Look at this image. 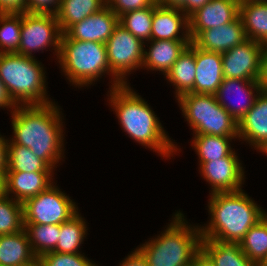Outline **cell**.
Here are the masks:
<instances>
[{"instance_id": "1", "label": "cell", "mask_w": 267, "mask_h": 266, "mask_svg": "<svg viewBox=\"0 0 267 266\" xmlns=\"http://www.w3.org/2000/svg\"><path fill=\"white\" fill-rule=\"evenodd\" d=\"M12 113L13 136L8 144L25 146L50 168L62 159L63 127L60 108L54 103L18 106Z\"/></svg>"}, {"instance_id": "2", "label": "cell", "mask_w": 267, "mask_h": 266, "mask_svg": "<svg viewBox=\"0 0 267 266\" xmlns=\"http://www.w3.org/2000/svg\"><path fill=\"white\" fill-rule=\"evenodd\" d=\"M109 93L110 105L130 138L163 157L169 158L177 152V146L167 136L152 108L129 85L112 88Z\"/></svg>"}, {"instance_id": "3", "label": "cell", "mask_w": 267, "mask_h": 266, "mask_svg": "<svg viewBox=\"0 0 267 266\" xmlns=\"http://www.w3.org/2000/svg\"><path fill=\"white\" fill-rule=\"evenodd\" d=\"M210 222L201 226V238L239 243L248 230L267 213L243 190L210 194Z\"/></svg>"}, {"instance_id": "4", "label": "cell", "mask_w": 267, "mask_h": 266, "mask_svg": "<svg viewBox=\"0 0 267 266\" xmlns=\"http://www.w3.org/2000/svg\"><path fill=\"white\" fill-rule=\"evenodd\" d=\"M163 233L136 248L148 266H190L200 250V226L186 223L182 212H176Z\"/></svg>"}, {"instance_id": "5", "label": "cell", "mask_w": 267, "mask_h": 266, "mask_svg": "<svg viewBox=\"0 0 267 266\" xmlns=\"http://www.w3.org/2000/svg\"><path fill=\"white\" fill-rule=\"evenodd\" d=\"M43 68L34 57L0 53V80L18 106L53 103L46 94Z\"/></svg>"}, {"instance_id": "6", "label": "cell", "mask_w": 267, "mask_h": 266, "mask_svg": "<svg viewBox=\"0 0 267 266\" xmlns=\"http://www.w3.org/2000/svg\"><path fill=\"white\" fill-rule=\"evenodd\" d=\"M57 58L65 76L76 87L91 85L105 73L112 76L104 43L67 39L62 34Z\"/></svg>"}, {"instance_id": "7", "label": "cell", "mask_w": 267, "mask_h": 266, "mask_svg": "<svg viewBox=\"0 0 267 266\" xmlns=\"http://www.w3.org/2000/svg\"><path fill=\"white\" fill-rule=\"evenodd\" d=\"M177 100L194 134L238 136V123L215 95L188 92Z\"/></svg>"}, {"instance_id": "8", "label": "cell", "mask_w": 267, "mask_h": 266, "mask_svg": "<svg viewBox=\"0 0 267 266\" xmlns=\"http://www.w3.org/2000/svg\"><path fill=\"white\" fill-rule=\"evenodd\" d=\"M145 44L122 25L118 24L115 27L113 34L105 43L108 63L114 79L111 89L128 85L127 74L142 68Z\"/></svg>"}, {"instance_id": "9", "label": "cell", "mask_w": 267, "mask_h": 266, "mask_svg": "<svg viewBox=\"0 0 267 266\" xmlns=\"http://www.w3.org/2000/svg\"><path fill=\"white\" fill-rule=\"evenodd\" d=\"M54 184L23 203L24 224H57L70 220L78 207Z\"/></svg>"}, {"instance_id": "10", "label": "cell", "mask_w": 267, "mask_h": 266, "mask_svg": "<svg viewBox=\"0 0 267 266\" xmlns=\"http://www.w3.org/2000/svg\"><path fill=\"white\" fill-rule=\"evenodd\" d=\"M62 34L55 14L23 12L20 44L15 53L33 57L32 52L53 46L58 57Z\"/></svg>"}, {"instance_id": "11", "label": "cell", "mask_w": 267, "mask_h": 266, "mask_svg": "<svg viewBox=\"0 0 267 266\" xmlns=\"http://www.w3.org/2000/svg\"><path fill=\"white\" fill-rule=\"evenodd\" d=\"M263 47L262 43L247 39L221 53L224 78L258 80Z\"/></svg>"}, {"instance_id": "12", "label": "cell", "mask_w": 267, "mask_h": 266, "mask_svg": "<svg viewBox=\"0 0 267 266\" xmlns=\"http://www.w3.org/2000/svg\"><path fill=\"white\" fill-rule=\"evenodd\" d=\"M200 173L212 187V193L242 190L244 169L235 151L228 156L210 162L200 163Z\"/></svg>"}, {"instance_id": "13", "label": "cell", "mask_w": 267, "mask_h": 266, "mask_svg": "<svg viewBox=\"0 0 267 266\" xmlns=\"http://www.w3.org/2000/svg\"><path fill=\"white\" fill-rule=\"evenodd\" d=\"M240 0H211L188 17L191 41L203 30L217 28L239 16Z\"/></svg>"}, {"instance_id": "14", "label": "cell", "mask_w": 267, "mask_h": 266, "mask_svg": "<svg viewBox=\"0 0 267 266\" xmlns=\"http://www.w3.org/2000/svg\"><path fill=\"white\" fill-rule=\"evenodd\" d=\"M119 24V17L108 5L78 23L70 26L63 35L67 39L106 43Z\"/></svg>"}, {"instance_id": "15", "label": "cell", "mask_w": 267, "mask_h": 266, "mask_svg": "<svg viewBox=\"0 0 267 266\" xmlns=\"http://www.w3.org/2000/svg\"><path fill=\"white\" fill-rule=\"evenodd\" d=\"M246 40L243 22L238 16L230 23L201 31L191 42L202 50L223 53Z\"/></svg>"}, {"instance_id": "16", "label": "cell", "mask_w": 267, "mask_h": 266, "mask_svg": "<svg viewBox=\"0 0 267 266\" xmlns=\"http://www.w3.org/2000/svg\"><path fill=\"white\" fill-rule=\"evenodd\" d=\"M181 30L182 32H180ZM164 39L191 40L189 21L179 8L165 7L155 2L153 4L151 40Z\"/></svg>"}, {"instance_id": "17", "label": "cell", "mask_w": 267, "mask_h": 266, "mask_svg": "<svg viewBox=\"0 0 267 266\" xmlns=\"http://www.w3.org/2000/svg\"><path fill=\"white\" fill-rule=\"evenodd\" d=\"M195 62L194 88L190 92L215 95L224 79L221 53L195 46Z\"/></svg>"}, {"instance_id": "18", "label": "cell", "mask_w": 267, "mask_h": 266, "mask_svg": "<svg viewBox=\"0 0 267 266\" xmlns=\"http://www.w3.org/2000/svg\"><path fill=\"white\" fill-rule=\"evenodd\" d=\"M238 91V92H237ZM256 91V93H255ZM262 91L258 80H245V79H229L224 78L221 85L218 87V90L215 94L217 102L231 114V116L236 120L238 123L241 118L252 108L256 98L258 97L259 93ZM229 92V93H228ZM238 95L243 94L244 99L247 102L243 104H232L226 103L227 98L225 99L226 95L231 93H235ZM236 94V96H237ZM254 94V95H253ZM242 97V95H240Z\"/></svg>"}, {"instance_id": "19", "label": "cell", "mask_w": 267, "mask_h": 266, "mask_svg": "<svg viewBox=\"0 0 267 266\" xmlns=\"http://www.w3.org/2000/svg\"><path fill=\"white\" fill-rule=\"evenodd\" d=\"M238 138L255 149L267 140V92L259 93L252 108L238 122Z\"/></svg>"}, {"instance_id": "20", "label": "cell", "mask_w": 267, "mask_h": 266, "mask_svg": "<svg viewBox=\"0 0 267 266\" xmlns=\"http://www.w3.org/2000/svg\"><path fill=\"white\" fill-rule=\"evenodd\" d=\"M53 172H6L5 194H14V200L24 203L53 184Z\"/></svg>"}, {"instance_id": "21", "label": "cell", "mask_w": 267, "mask_h": 266, "mask_svg": "<svg viewBox=\"0 0 267 266\" xmlns=\"http://www.w3.org/2000/svg\"><path fill=\"white\" fill-rule=\"evenodd\" d=\"M149 51L144 48L142 67L163 72L164 76L177 61L191 40H150Z\"/></svg>"}, {"instance_id": "22", "label": "cell", "mask_w": 267, "mask_h": 266, "mask_svg": "<svg viewBox=\"0 0 267 266\" xmlns=\"http://www.w3.org/2000/svg\"><path fill=\"white\" fill-rule=\"evenodd\" d=\"M37 260L25 228L0 235V266H37Z\"/></svg>"}, {"instance_id": "23", "label": "cell", "mask_w": 267, "mask_h": 266, "mask_svg": "<svg viewBox=\"0 0 267 266\" xmlns=\"http://www.w3.org/2000/svg\"><path fill=\"white\" fill-rule=\"evenodd\" d=\"M195 74V45L191 42L165 75L166 79L175 86L176 98L194 88Z\"/></svg>"}, {"instance_id": "24", "label": "cell", "mask_w": 267, "mask_h": 266, "mask_svg": "<svg viewBox=\"0 0 267 266\" xmlns=\"http://www.w3.org/2000/svg\"><path fill=\"white\" fill-rule=\"evenodd\" d=\"M239 16L247 39L267 42V1H240Z\"/></svg>"}, {"instance_id": "25", "label": "cell", "mask_w": 267, "mask_h": 266, "mask_svg": "<svg viewBox=\"0 0 267 266\" xmlns=\"http://www.w3.org/2000/svg\"><path fill=\"white\" fill-rule=\"evenodd\" d=\"M200 249L215 266H257L244 254L239 243L201 239Z\"/></svg>"}, {"instance_id": "26", "label": "cell", "mask_w": 267, "mask_h": 266, "mask_svg": "<svg viewBox=\"0 0 267 266\" xmlns=\"http://www.w3.org/2000/svg\"><path fill=\"white\" fill-rule=\"evenodd\" d=\"M106 5L107 0H61L55 15L62 33Z\"/></svg>"}, {"instance_id": "27", "label": "cell", "mask_w": 267, "mask_h": 266, "mask_svg": "<svg viewBox=\"0 0 267 266\" xmlns=\"http://www.w3.org/2000/svg\"><path fill=\"white\" fill-rule=\"evenodd\" d=\"M192 147L195 148L200 163L210 162L228 156L233 150L230 141L238 136H216L195 134Z\"/></svg>"}, {"instance_id": "28", "label": "cell", "mask_w": 267, "mask_h": 266, "mask_svg": "<svg viewBox=\"0 0 267 266\" xmlns=\"http://www.w3.org/2000/svg\"><path fill=\"white\" fill-rule=\"evenodd\" d=\"M239 244L257 266L267 260V214L248 230Z\"/></svg>"}, {"instance_id": "29", "label": "cell", "mask_w": 267, "mask_h": 266, "mask_svg": "<svg viewBox=\"0 0 267 266\" xmlns=\"http://www.w3.org/2000/svg\"><path fill=\"white\" fill-rule=\"evenodd\" d=\"M87 225L79 212L70 220L60 224V234L55 252L76 254L87 235Z\"/></svg>"}, {"instance_id": "30", "label": "cell", "mask_w": 267, "mask_h": 266, "mask_svg": "<svg viewBox=\"0 0 267 266\" xmlns=\"http://www.w3.org/2000/svg\"><path fill=\"white\" fill-rule=\"evenodd\" d=\"M42 159L38 158L31 149L17 145L8 144V158L6 172H52Z\"/></svg>"}, {"instance_id": "31", "label": "cell", "mask_w": 267, "mask_h": 266, "mask_svg": "<svg viewBox=\"0 0 267 266\" xmlns=\"http://www.w3.org/2000/svg\"><path fill=\"white\" fill-rule=\"evenodd\" d=\"M24 228L37 258L55 250L59 240L60 225L24 224Z\"/></svg>"}, {"instance_id": "32", "label": "cell", "mask_w": 267, "mask_h": 266, "mask_svg": "<svg viewBox=\"0 0 267 266\" xmlns=\"http://www.w3.org/2000/svg\"><path fill=\"white\" fill-rule=\"evenodd\" d=\"M10 197L6 194L0 197V235L24 229L23 203L13 200L12 195Z\"/></svg>"}, {"instance_id": "33", "label": "cell", "mask_w": 267, "mask_h": 266, "mask_svg": "<svg viewBox=\"0 0 267 266\" xmlns=\"http://www.w3.org/2000/svg\"><path fill=\"white\" fill-rule=\"evenodd\" d=\"M152 17L153 5L121 15L119 24L145 43L151 40Z\"/></svg>"}, {"instance_id": "34", "label": "cell", "mask_w": 267, "mask_h": 266, "mask_svg": "<svg viewBox=\"0 0 267 266\" xmlns=\"http://www.w3.org/2000/svg\"><path fill=\"white\" fill-rule=\"evenodd\" d=\"M22 13H0V53L18 50L21 38Z\"/></svg>"}, {"instance_id": "35", "label": "cell", "mask_w": 267, "mask_h": 266, "mask_svg": "<svg viewBox=\"0 0 267 266\" xmlns=\"http://www.w3.org/2000/svg\"><path fill=\"white\" fill-rule=\"evenodd\" d=\"M37 266H97L81 253L64 254L49 252L40 256Z\"/></svg>"}, {"instance_id": "36", "label": "cell", "mask_w": 267, "mask_h": 266, "mask_svg": "<svg viewBox=\"0 0 267 266\" xmlns=\"http://www.w3.org/2000/svg\"><path fill=\"white\" fill-rule=\"evenodd\" d=\"M156 0H107V5L118 16L152 6Z\"/></svg>"}, {"instance_id": "37", "label": "cell", "mask_w": 267, "mask_h": 266, "mask_svg": "<svg viewBox=\"0 0 267 266\" xmlns=\"http://www.w3.org/2000/svg\"><path fill=\"white\" fill-rule=\"evenodd\" d=\"M60 1L61 0H27L25 12L56 14L59 9Z\"/></svg>"}, {"instance_id": "38", "label": "cell", "mask_w": 267, "mask_h": 266, "mask_svg": "<svg viewBox=\"0 0 267 266\" xmlns=\"http://www.w3.org/2000/svg\"><path fill=\"white\" fill-rule=\"evenodd\" d=\"M27 0H0V13H23Z\"/></svg>"}, {"instance_id": "39", "label": "cell", "mask_w": 267, "mask_h": 266, "mask_svg": "<svg viewBox=\"0 0 267 266\" xmlns=\"http://www.w3.org/2000/svg\"><path fill=\"white\" fill-rule=\"evenodd\" d=\"M259 85L263 92H267V45H264L261 54Z\"/></svg>"}, {"instance_id": "40", "label": "cell", "mask_w": 267, "mask_h": 266, "mask_svg": "<svg viewBox=\"0 0 267 266\" xmlns=\"http://www.w3.org/2000/svg\"><path fill=\"white\" fill-rule=\"evenodd\" d=\"M12 108L13 112L18 105L15 103L13 98L10 96L5 84L0 80V108Z\"/></svg>"}, {"instance_id": "41", "label": "cell", "mask_w": 267, "mask_h": 266, "mask_svg": "<svg viewBox=\"0 0 267 266\" xmlns=\"http://www.w3.org/2000/svg\"><path fill=\"white\" fill-rule=\"evenodd\" d=\"M120 266H148L144 256L136 249L119 264Z\"/></svg>"}, {"instance_id": "42", "label": "cell", "mask_w": 267, "mask_h": 266, "mask_svg": "<svg viewBox=\"0 0 267 266\" xmlns=\"http://www.w3.org/2000/svg\"><path fill=\"white\" fill-rule=\"evenodd\" d=\"M211 0H186L179 8L187 17L193 14L199 8H202L207 2Z\"/></svg>"}, {"instance_id": "43", "label": "cell", "mask_w": 267, "mask_h": 266, "mask_svg": "<svg viewBox=\"0 0 267 266\" xmlns=\"http://www.w3.org/2000/svg\"><path fill=\"white\" fill-rule=\"evenodd\" d=\"M8 139L0 135V170H7Z\"/></svg>"}, {"instance_id": "44", "label": "cell", "mask_w": 267, "mask_h": 266, "mask_svg": "<svg viewBox=\"0 0 267 266\" xmlns=\"http://www.w3.org/2000/svg\"><path fill=\"white\" fill-rule=\"evenodd\" d=\"M190 266H215L212 260L200 249L193 257Z\"/></svg>"}, {"instance_id": "45", "label": "cell", "mask_w": 267, "mask_h": 266, "mask_svg": "<svg viewBox=\"0 0 267 266\" xmlns=\"http://www.w3.org/2000/svg\"><path fill=\"white\" fill-rule=\"evenodd\" d=\"M186 0H156V2L165 7L180 8Z\"/></svg>"}, {"instance_id": "46", "label": "cell", "mask_w": 267, "mask_h": 266, "mask_svg": "<svg viewBox=\"0 0 267 266\" xmlns=\"http://www.w3.org/2000/svg\"><path fill=\"white\" fill-rule=\"evenodd\" d=\"M6 171L0 170V197L5 195Z\"/></svg>"}, {"instance_id": "47", "label": "cell", "mask_w": 267, "mask_h": 266, "mask_svg": "<svg viewBox=\"0 0 267 266\" xmlns=\"http://www.w3.org/2000/svg\"><path fill=\"white\" fill-rule=\"evenodd\" d=\"M260 152L265 153L267 155V140L257 148Z\"/></svg>"}, {"instance_id": "48", "label": "cell", "mask_w": 267, "mask_h": 266, "mask_svg": "<svg viewBox=\"0 0 267 266\" xmlns=\"http://www.w3.org/2000/svg\"><path fill=\"white\" fill-rule=\"evenodd\" d=\"M240 1H267V0H240Z\"/></svg>"}, {"instance_id": "49", "label": "cell", "mask_w": 267, "mask_h": 266, "mask_svg": "<svg viewBox=\"0 0 267 266\" xmlns=\"http://www.w3.org/2000/svg\"><path fill=\"white\" fill-rule=\"evenodd\" d=\"M261 266H267V260Z\"/></svg>"}]
</instances>
